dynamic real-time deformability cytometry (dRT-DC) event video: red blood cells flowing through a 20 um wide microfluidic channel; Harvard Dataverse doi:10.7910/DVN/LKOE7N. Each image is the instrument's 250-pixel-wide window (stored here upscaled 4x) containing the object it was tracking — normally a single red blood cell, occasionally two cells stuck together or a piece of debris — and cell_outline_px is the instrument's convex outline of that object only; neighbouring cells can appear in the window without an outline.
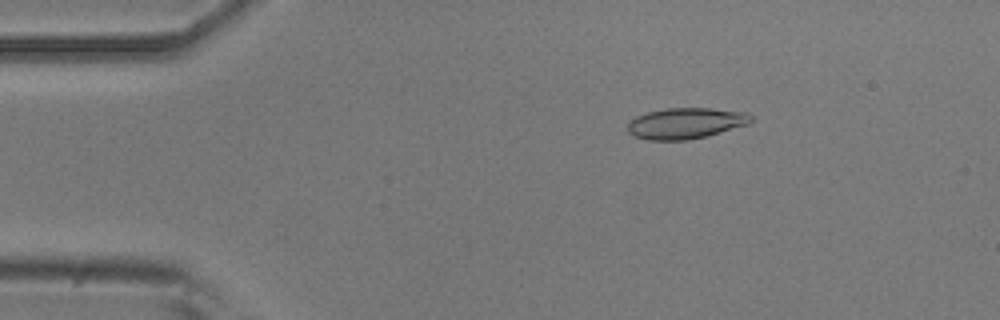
{"species": "common noctule bat (a hibernating species)", "species_latin": "Nyctalus noctula", "temperature_condition": "room temperature", "stored_images_in_passage": 32, "camera_frame_rate_fps": 3000, "um_per_image_px": 0.085, "animal": {"sex": "male", "body_mass_g": 20.5, "forearm_length_mm": 52.5}, "frame": {"image": 1, "passage_image": 8, "time_ms": 2.333, "image_size_px": [1000, 320], "cell_outline_px": [[752, 120], [748, 124], [704, 136], [688, 140], [648, 140], [636, 136], [628, 132], [628, 124], [636, 116], [648, 112], [668, 108], [708, 108], [748, 112], [752, 116]], "centroid_in_image_um": [58.29, 10.47], "position_along_channel_um": 26.7, "area_um2": 21.96}}
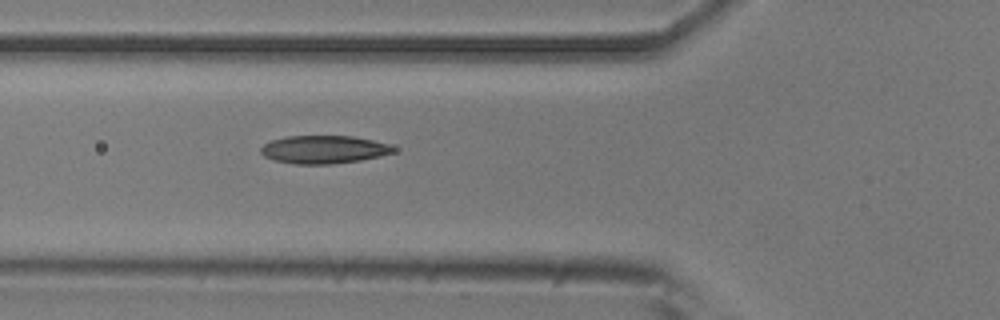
{"frame": {"image": 2, "passage_image": 18, "time_ms": 5.667, "image_size_px": [1000, 320], "cell_outline_px": [[396, 152], [380, 156], [360, 160], [332, 164], [296, 164], [272, 160], [264, 156], [260, 152], [260, 148], [264, 144], [272, 140], [288, 136], [352, 136], [372, 140], [388, 144], [396, 148]], "centroid_in_image_um": [27.52, 12.71], "position_along_channel_um": 98.3, "area_um2": 21.68}}
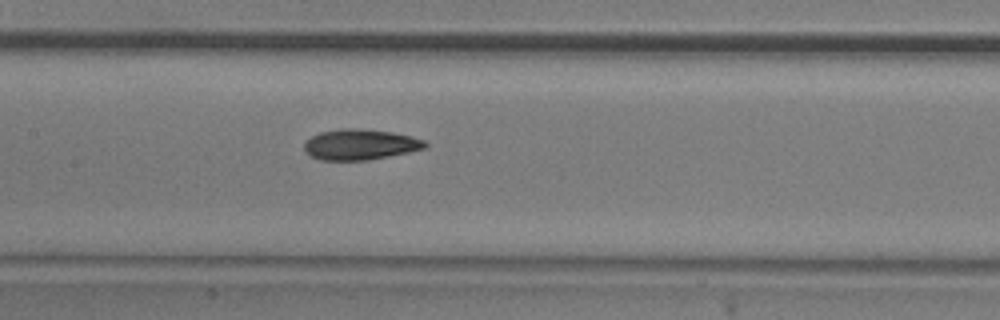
{"frame": {"image": 3, "passage_image": 24, "time_ms": 7.667, "image_size_px": [1000, 320], "cell_outline_px": [[428, 148], [368, 160], [320, 160], [308, 156], [304, 152], [304, 144], [312, 136], [320, 132], [340, 128], [356, 128], [392, 132], [412, 136], [424, 140], [428, 144]], "centroid_in_image_um": [30.6, 12.28], "position_along_channel_um": 176.8, "area_um2": 21.73}}